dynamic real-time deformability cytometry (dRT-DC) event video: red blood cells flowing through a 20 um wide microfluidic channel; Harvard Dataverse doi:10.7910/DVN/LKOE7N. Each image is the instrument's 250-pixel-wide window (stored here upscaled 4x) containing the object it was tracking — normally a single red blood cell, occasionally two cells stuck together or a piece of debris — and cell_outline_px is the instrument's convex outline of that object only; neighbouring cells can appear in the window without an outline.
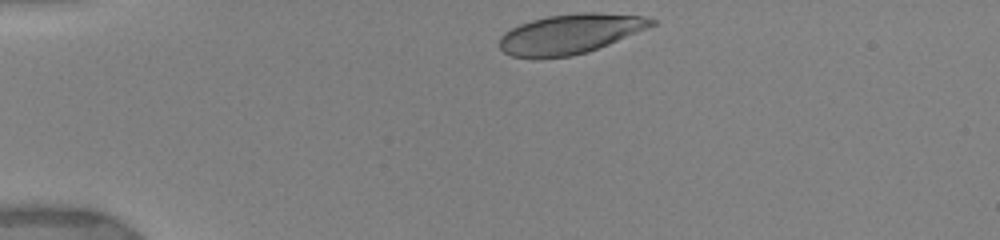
{"species": "human", "species_latin": "Homo sapiens", "temperature_condition": "warm", "stored_images_in_passage": 14, "camera_frame_rate_fps": 3000, "um_per_image_px": 0.085, "donor": {"sex": "female"}, "frame": {"image": 1, "passage_image": 1, "time_ms": 0.0, "image_size_px": [1000, 240], "cell_outline_px": [[656, 24], [608, 44], [588, 52], [572, 56], [512, 56], [504, 52], [500, 48], [500, 36], [504, 32], [520, 24], [532, 20], [548, 16], [580, 12], [596, 12], [644, 16], [656, 20]], "centroid_in_image_um": [48.48, 2.85], "position_along_channel_um": 36.5, "area_um2": 34.56}}
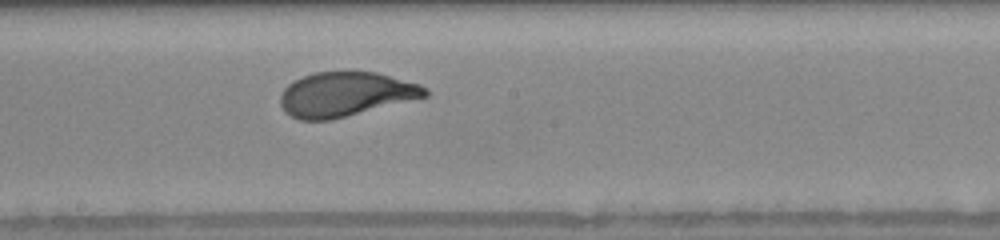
{"frame": {"image": 2, "passage_image": 14, "time_ms": 6.0, "image_size_px": [1000, 240], "cell_outline_px": [[428, 96], [332, 120], [300, 120], [284, 112], [280, 104], [280, 96], [284, 88], [288, 84], [304, 76], [316, 72], [376, 72], [420, 84], [428, 88]], "centroid_in_image_um": [29.37, 8.02], "position_along_channel_um": 218.8, "area_um2": 37.4}}